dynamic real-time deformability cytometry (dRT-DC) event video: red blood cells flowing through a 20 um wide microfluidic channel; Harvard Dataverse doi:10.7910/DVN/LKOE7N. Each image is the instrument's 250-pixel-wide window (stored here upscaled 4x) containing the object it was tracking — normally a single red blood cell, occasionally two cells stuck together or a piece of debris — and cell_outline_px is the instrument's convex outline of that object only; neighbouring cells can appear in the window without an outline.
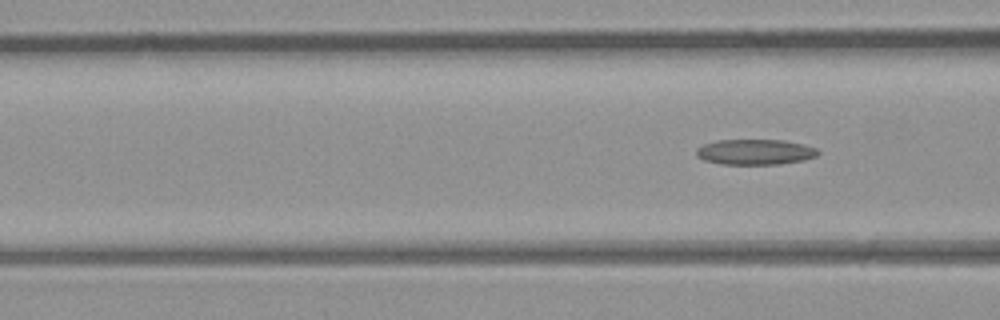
{"species": "common noctule bat (a hibernating species)", "species_latin": "Nyctalus noctula", "temperature_condition": "room temperature", "stored_images_in_passage": 6, "camera_frame_rate_fps": 3000, "um_per_image_px": 0.085, "animal": {"sex": "male", "body_mass_g": 23.1, "forearm_length_mm": 52.7}, "frame": {"image": 1, "passage_image": 6, "time_ms": 1.667, "image_size_px": [1000, 320], "cell_outline_px": [[820, 152], [816, 156], [804, 160], [780, 164], [720, 164], [704, 160], [696, 156], [696, 148], [704, 144], [716, 140], [784, 140], [804, 144], [816, 148]], "centroid_in_image_um": [64.18, 12.91], "position_along_channel_um": 102.4, "area_um2": 18.15}}